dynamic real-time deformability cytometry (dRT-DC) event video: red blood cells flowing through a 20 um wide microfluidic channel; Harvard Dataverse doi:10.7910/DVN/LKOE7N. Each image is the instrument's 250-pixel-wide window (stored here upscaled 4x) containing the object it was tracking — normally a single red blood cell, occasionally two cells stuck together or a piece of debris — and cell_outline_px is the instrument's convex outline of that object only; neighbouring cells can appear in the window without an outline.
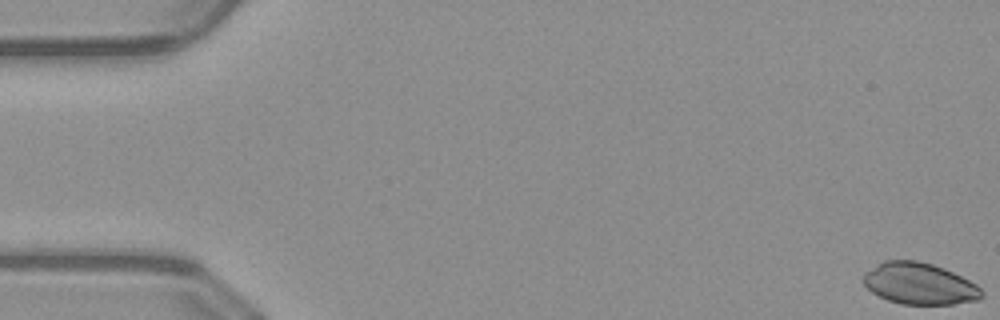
{"species": "common noctule bat (a hibernating species)", "species_latin": "Nyctalus noctula", "temperature_condition": "warm", "stored_images_in_passage": 52, "camera_frame_rate_fps": 3000, "um_per_image_px": 0.085, "animal": {"sex": "male", "body_mass_g": 23.1, "forearm_length_mm": 52.7}, "frame": {"image": 1, "passage_image": 1, "time_ms": 0.0, "image_size_px": [1000, 320], "cell_outline_px": [[984, 296], [976, 300], [952, 304], [900, 304], [888, 300], [872, 292], [864, 284], [864, 272], [884, 260], [916, 260], [932, 264], [944, 268], [976, 284], [984, 292]], "centroid_in_image_um": [78.15, 24.11], "position_along_channel_um": 6.9, "area_um2": 28.5}}